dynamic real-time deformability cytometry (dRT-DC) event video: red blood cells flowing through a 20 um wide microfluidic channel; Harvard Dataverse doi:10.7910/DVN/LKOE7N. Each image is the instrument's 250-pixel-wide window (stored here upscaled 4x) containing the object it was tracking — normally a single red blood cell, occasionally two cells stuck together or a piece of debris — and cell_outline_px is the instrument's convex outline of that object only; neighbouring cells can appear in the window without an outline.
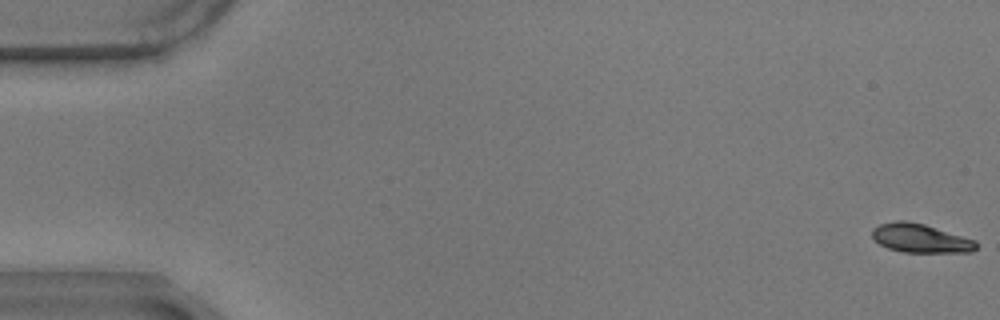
{"species": "common noctule bat (a hibernating species)", "species_latin": "Nyctalus noctula", "temperature_condition": "warm", "stored_images_in_passage": 58, "camera_frame_rate_fps": 3000, "um_per_image_px": 0.085, "animal": {"sex": "male", "body_mass_g": 17.9}, "frame": {"image": 1, "passage_image": 1, "time_ms": 0.0, "image_size_px": [1000, 320], "cell_outline_px": [[976, 248], [972, 252], [904, 252], [888, 248], [880, 244], [872, 236], [872, 228], [880, 224], [896, 220], [904, 220], [924, 224], [976, 240]], "centroid_in_image_um": [78.23, 20.24], "position_along_channel_um": 6.8, "area_um2": 17.34}}
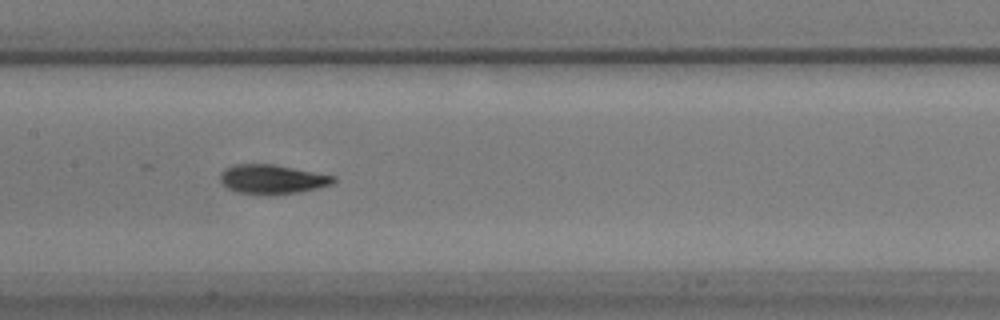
{"frame": {"image": 2, "passage_image": 29, "time_ms": 9.333, "image_size_px": [1000, 320], "cell_outline_px": [[336, 180], [332, 184], [316, 188], [296, 192], [272, 196], [256, 196], [236, 192], [228, 188], [220, 180], [220, 172], [224, 168], [232, 164], [272, 164], [336, 176]], "centroid_in_image_um": [23.08, 15.25], "position_along_channel_um": 184.3, "area_um2": 19.65}}
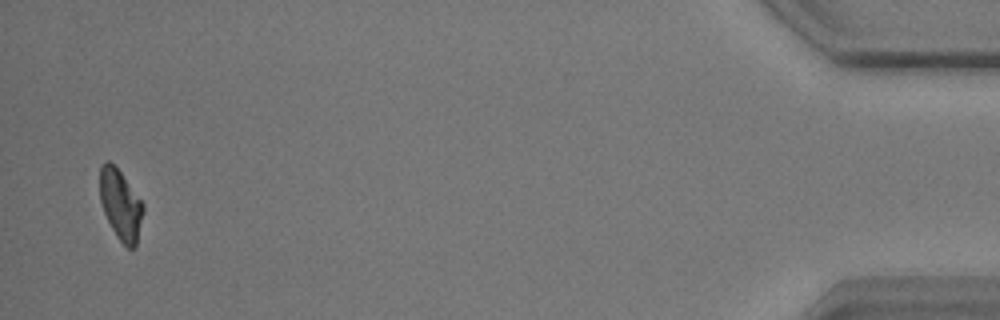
{"frame": {"image": 3, "passage_image": 57, "time_ms": 18.667, "image_size_px": [1000, 320], "cell_outline_px": [[144, 212], [136, 248], [128, 248], [116, 236], [104, 212], [100, 200], [100, 164], [104, 160], [108, 160], [120, 172], [144, 204]], "centroid_in_image_um": [10.26, 17.41], "position_along_channel_um": 424.9, "area_um2": 17.69}, "authors_computed_cell_mechanics": {"area_um2": 18.8139, "velocity_mm_per_s": 3.4854, "shape_relaxation_time_tau1_ms": 5.1905, "shape_relaxation_time_tau2_ms": 0.9893, "deformation_change_tau1": 0.1582, "deformation_change_tau2": 0.0539}}